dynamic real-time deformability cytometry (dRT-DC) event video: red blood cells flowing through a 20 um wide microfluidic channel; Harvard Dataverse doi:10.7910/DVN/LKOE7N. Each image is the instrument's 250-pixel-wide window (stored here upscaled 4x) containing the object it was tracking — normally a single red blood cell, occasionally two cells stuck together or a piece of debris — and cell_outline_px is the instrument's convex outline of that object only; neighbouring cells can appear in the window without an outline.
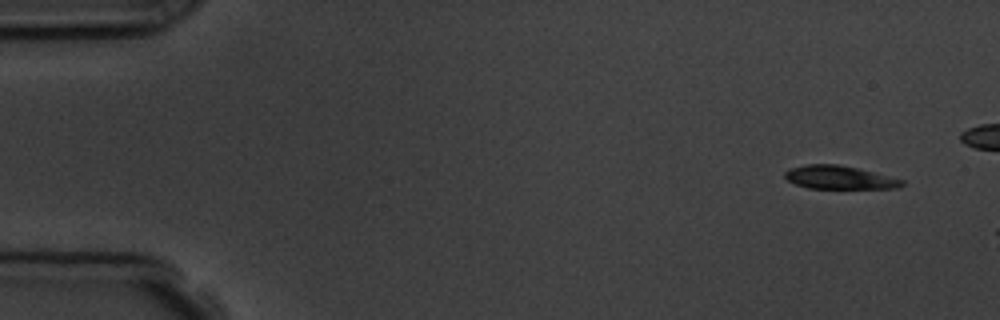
{"species": "common noctule bat (a hibernating species)", "species_latin": "Nyctalus noctula", "temperature_condition": "room temperature", "stored_images_in_passage": 3, "camera_frame_rate_fps": 3000, "um_per_image_px": 0.085, "animal": {"sex": "male", "body_mass_g": 19.5, "forearm_length_mm": 54.6}, "frame": {"image": 1, "passage_image": 1, "time_ms": 0.0, "image_size_px": [1000, 320], "cell_outline_px": [[904, 184], [896, 188], [808, 188], [796, 184], [788, 180], [784, 176], [784, 172], [788, 168], [804, 164], [840, 164], [904, 180]], "centroid_in_image_um": [71.28, 15.07], "position_along_channel_um": 13.7, "area_um2": 15.78}}